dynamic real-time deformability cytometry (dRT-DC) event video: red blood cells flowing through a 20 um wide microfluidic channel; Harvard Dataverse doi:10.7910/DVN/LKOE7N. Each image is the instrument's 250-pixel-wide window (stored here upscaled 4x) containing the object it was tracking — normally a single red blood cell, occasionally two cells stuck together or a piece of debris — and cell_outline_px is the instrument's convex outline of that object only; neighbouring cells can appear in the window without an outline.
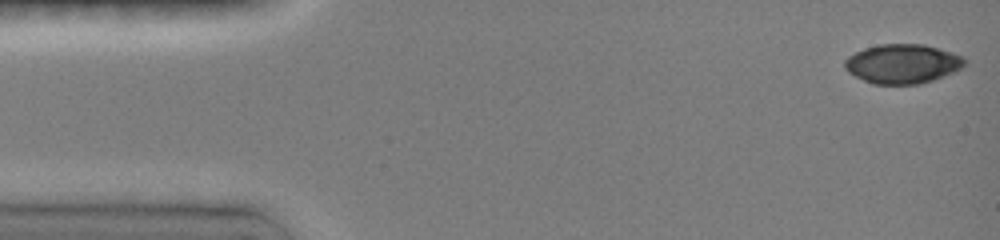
{"species": "common noctule bat (a hibernating species)", "species_latin": "Nyctalus noctula", "temperature_condition": "room temperature", "stored_images_in_passage": 47, "camera_frame_rate_fps": 3000, "um_per_image_px": 0.085, "animal": {"sex": "female", "body_mass_g": 19.0, "forearm_length_mm": 51.5}, "frame": {"image": 1, "passage_image": 1, "time_ms": 0.0, "image_size_px": [1000, 240], "cell_outline_px": [[968, 60], [960, 68], [944, 76], [920, 84], [872, 84], [848, 72], [844, 68], [844, 60], [848, 56], [864, 48], [880, 44], [924, 44], [952, 52], [964, 56]], "centroid_in_image_um": [76.71, 5.41], "position_along_channel_um": 8.3, "area_um2": 27.51}}
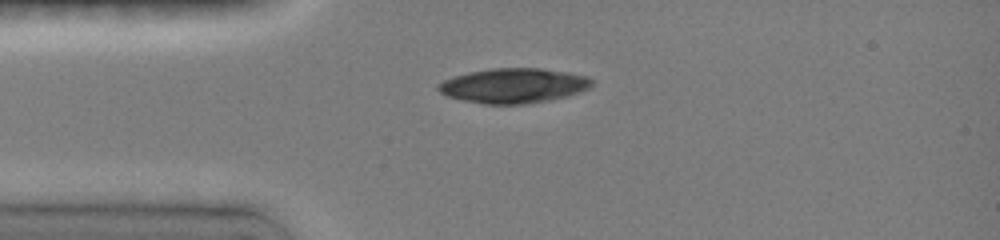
{"frame": {"image": 2, "passage_image": 11, "time_ms": 3.333, "image_size_px": [1000, 240], "cell_outline_px": [[592, 84], [588, 88], [580, 92], [568, 96], [552, 100], [524, 104], [484, 104], [464, 100], [448, 96], [440, 92], [436, 88], [444, 80], [456, 76], [472, 72], [496, 68], [536, 68], [564, 72], [584, 76], [592, 80]], "centroid_in_image_um": [43.67, 7.3], "position_along_channel_um": 41.3, "area_um2": 30.63}}
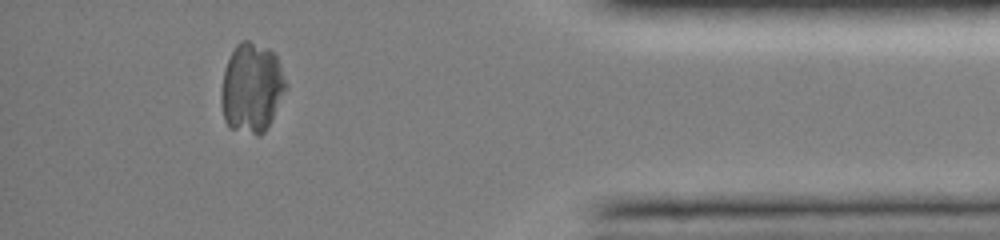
{"frame": {"image": 3, "passage_image": 42, "time_ms": 13.667, "image_size_px": [1000, 240], "cell_outline_px": [[288, 84], [264, 132], [260, 136], [256, 136], [228, 128], [224, 120], [220, 100], [220, 92], [224, 72], [228, 60], [236, 44], [240, 40], [248, 40], [268, 48], [276, 56], [280, 64]], "centroid_in_image_um": [21.36, 7.48], "position_along_channel_um": 413.8, "area_um2": 33.81}}